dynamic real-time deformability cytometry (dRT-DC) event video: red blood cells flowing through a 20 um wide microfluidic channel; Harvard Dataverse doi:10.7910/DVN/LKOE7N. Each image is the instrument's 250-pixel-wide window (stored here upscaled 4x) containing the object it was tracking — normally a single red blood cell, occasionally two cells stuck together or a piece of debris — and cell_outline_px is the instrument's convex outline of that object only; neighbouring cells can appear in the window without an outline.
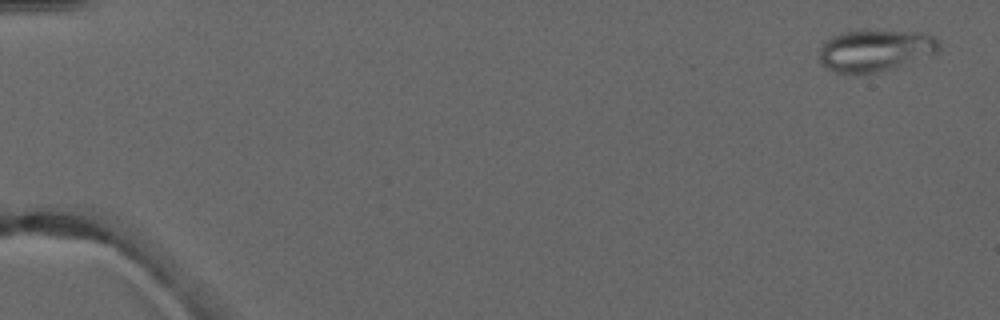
{"species": "common noctule bat (a hibernating species)", "species_latin": "Nyctalus noctula", "temperature_condition": "warm", "stored_images_in_passage": 5, "camera_frame_rate_fps": 3000, "um_per_image_px": 0.085, "animal": {"sex": "male", "forearm_length_mm": 52.5}, "frame": {"image": 1, "passage_image": 1, "time_ms": 0.0, "image_size_px": [1000, 320], "cell_outline_px": [[940, 52], [888, 68], [872, 72], [836, 72], [828, 68], [820, 60], [820, 48], [832, 36], [844, 32], [916, 32], [932, 36], [940, 40]], "centroid_in_image_um": [74.42, 4.28], "position_along_channel_um": 10.6, "area_um2": 27.74}}